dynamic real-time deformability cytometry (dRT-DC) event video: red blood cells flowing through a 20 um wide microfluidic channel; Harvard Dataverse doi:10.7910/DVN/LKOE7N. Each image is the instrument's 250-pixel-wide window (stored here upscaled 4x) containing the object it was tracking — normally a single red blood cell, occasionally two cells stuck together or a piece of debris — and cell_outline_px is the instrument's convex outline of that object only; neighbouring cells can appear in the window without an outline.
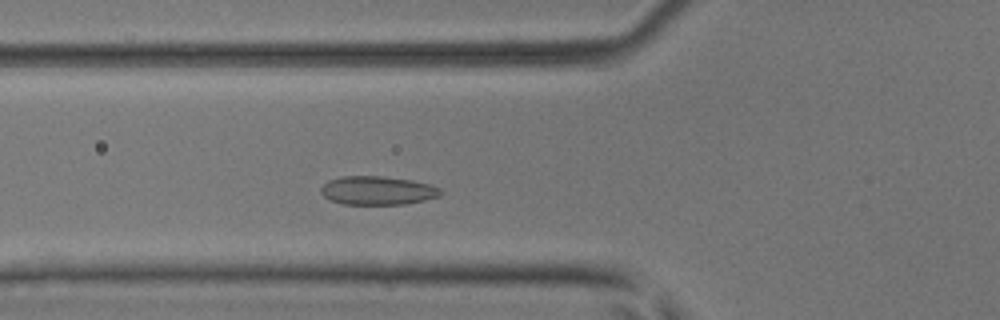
{"species": "common noctule bat (a hibernating species)", "species_latin": "Nyctalus noctula", "temperature_condition": "room temperature", "stored_images_in_passage": 43, "camera_frame_rate_fps": 3000, "um_per_image_px": 0.085, "animal": {"sex": "male", "body_mass_g": 17.9, "forearm_length_mm": 54.2}, "frame": {"image": 1, "passage_image": 11, "time_ms": 3.333, "image_size_px": [1000, 320], "cell_outline_px": [[444, 192], [440, 196], [424, 200], [404, 204], [340, 204], [324, 196], [320, 192], [320, 188], [328, 180], [340, 176], [384, 176], [412, 180], [428, 184], [440, 188]], "centroid_in_image_um": [32.09, 16.19], "position_along_channel_um": 93.7, "area_um2": 20.06}}
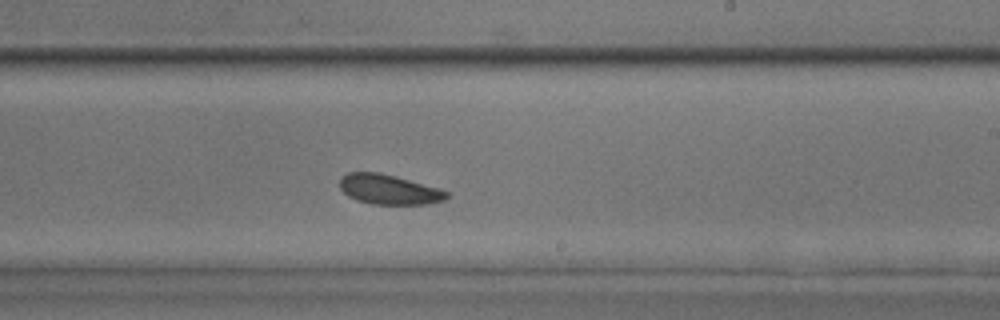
{"frame": {"image": 2, "passage_image": 23, "time_ms": 7.333, "image_size_px": [1000, 320], "cell_outline_px": [[448, 196], [444, 200], [428, 204], [372, 204], [356, 200], [348, 196], [340, 188], [340, 176], [348, 172], [380, 172], [396, 176], [440, 188], [448, 192]], "centroid_in_image_um": [33.05, 16.09], "position_along_channel_um": 256.0, "area_um2": 18.73}}
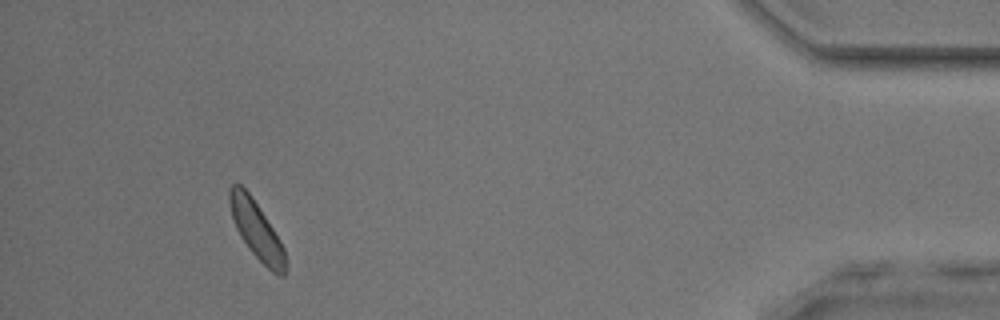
{"frame": {"image": 3, "passage_image": 39, "time_ms": 12.667, "image_size_px": [1000, 320], "cell_outline_px": [[288, 268], [284, 276], [280, 276], [272, 272], [248, 248], [240, 236], [236, 228], [232, 216], [228, 200], [228, 188], [232, 184], [240, 184], [248, 192], [280, 240], [284, 248], [288, 264]], "centroid_in_image_um": [21.81, 19.59], "position_along_channel_um": 413.4, "area_um2": 18.61}, "authors_computed_cell_mechanics": {"area_um2": 18.9584, "velocity_mm_per_s": 4.0768, "shape_relaxation_time_tau1_ms": 2.3578, "shape_relaxation_time_tau2_ms": 3.2224, "deformation_change_tau1": 0.0423, "deformation_change_tau2": 0.0637}}